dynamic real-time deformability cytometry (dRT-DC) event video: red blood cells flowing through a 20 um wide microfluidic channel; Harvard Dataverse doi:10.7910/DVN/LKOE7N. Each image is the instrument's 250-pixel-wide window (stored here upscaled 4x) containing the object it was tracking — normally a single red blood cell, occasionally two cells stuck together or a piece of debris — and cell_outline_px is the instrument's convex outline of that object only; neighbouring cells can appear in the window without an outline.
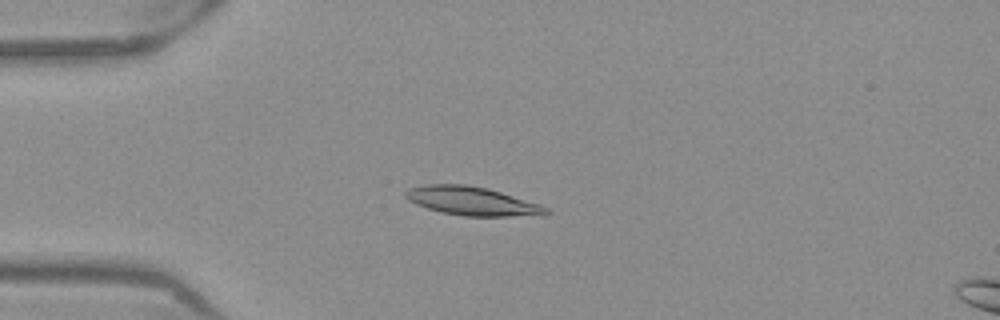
{"species": "Egyptian fruit bat (a non-hibernating species)", "species_latin": "Rousettus aegyptiacus", "temperature_condition": "warm", "stored_images_in_passage": 53, "camera_frame_rate_fps": 3000, "um_per_image_px": 0.085, "frame": {"image": 1, "passage_image": 14, "time_ms": 4.333, "image_size_px": [1000, 320], "cell_outline_px": [[552, 212], [544, 216], [464, 216], [440, 212], [416, 204], [408, 200], [404, 196], [404, 192], [408, 188], [428, 184], [468, 184], [488, 188], [540, 204], [548, 208]], "centroid_in_image_um": [40.16, 17.09], "position_along_channel_um": 44.8, "area_um2": 23.76}}
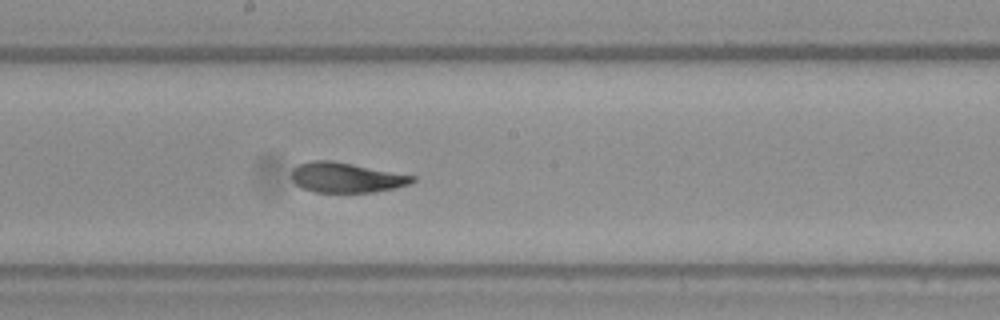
{"frame": {"image": 2, "passage_image": 29, "time_ms": 9.333, "image_size_px": [1000, 320], "cell_outline_px": [[416, 180], [408, 184], [396, 188], [372, 192], [316, 192], [300, 188], [292, 180], [292, 168], [300, 164], [312, 160], [332, 160], [416, 176]], "centroid_in_image_um": [29.41, 15.09], "position_along_channel_um": 218.8, "area_um2": 21.15}}
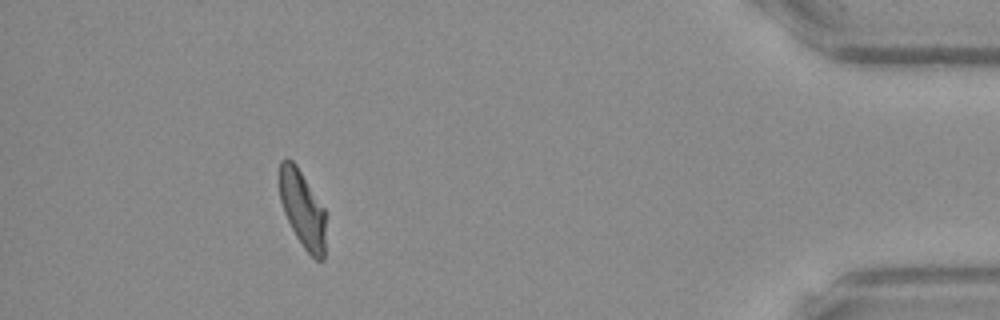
{"frame": {"image": 3, "passage_image": 48, "time_ms": 15.667, "image_size_px": [1000, 320], "cell_outline_px": [[328, 212], [324, 260], [316, 260], [304, 248], [296, 236], [284, 212], [280, 200], [280, 160], [292, 160], [296, 164]], "centroid_in_image_um": [25.78, 17.81], "position_along_channel_um": 409.4, "area_um2": 21.21}, "authors_computed_cell_mechanics": {"area_um2": 22.0218, "velocity_mm_per_s": 3.8872, "shape_relaxation_time_tau1_ms": 3.5864, "shape_relaxation_time_tau2_ms": 1.4763, "deformation_change_tau1": 0.1749, "deformation_change_tau2": 0.0782}}